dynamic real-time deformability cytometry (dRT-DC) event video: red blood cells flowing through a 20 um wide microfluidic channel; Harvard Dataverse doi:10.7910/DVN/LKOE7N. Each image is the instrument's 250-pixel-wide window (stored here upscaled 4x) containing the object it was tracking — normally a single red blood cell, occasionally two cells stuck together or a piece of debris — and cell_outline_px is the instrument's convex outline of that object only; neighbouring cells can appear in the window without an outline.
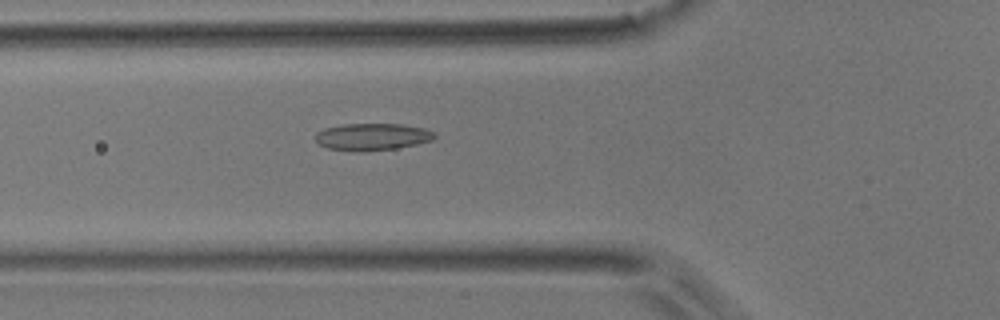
{"species": "common noctule bat (a hibernating species)", "species_latin": "Nyctalus noctula", "temperature_condition": "room temperature", "stored_images_in_passage": 50, "camera_frame_rate_fps": 3000, "um_per_image_px": 0.085, "animal": {"sex": "male", "body_mass_g": 17.9}, "frame": {"image": 1, "passage_image": 18, "time_ms": 5.667, "image_size_px": [1000, 320], "cell_outline_px": [[436, 136], [432, 140], [416, 144], [396, 148], [364, 152], [360, 152], [328, 148], [320, 144], [312, 136], [316, 132], [324, 128], [344, 124], [404, 124], [424, 128], [432, 132]], "centroid_in_image_um": [31.6, 11.62], "position_along_channel_um": 94.2, "area_um2": 18.84}}
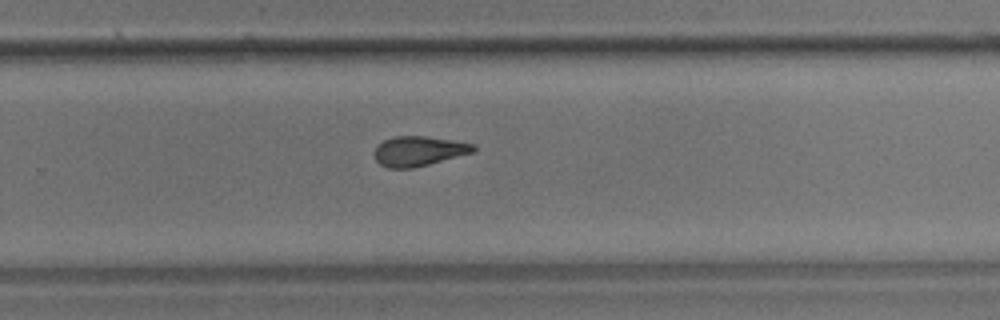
{"frame": {"image": 2, "passage_image": 33, "time_ms": 10.667, "image_size_px": [1000, 320], "cell_outline_px": [[476, 152], [412, 168], [388, 168], [380, 164], [376, 160], [376, 148], [384, 140], [396, 136], [424, 136], [476, 144]], "centroid_in_image_um": [35.64, 12.84], "position_along_channel_um": 294.2, "area_um2": 16.99}}
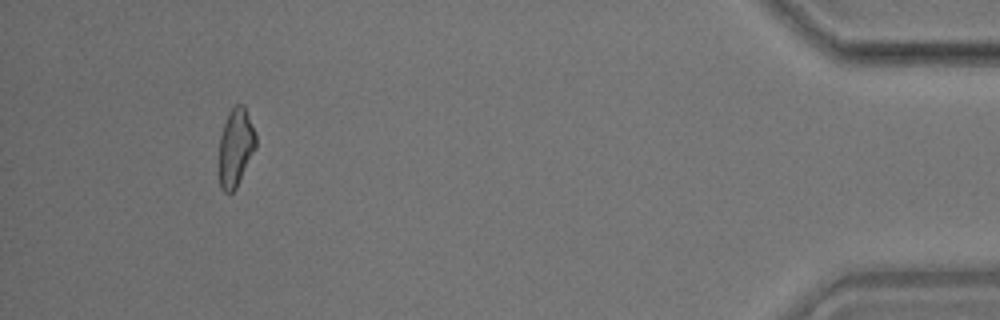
{"frame": {"image": 3, "passage_image": 47, "time_ms": 15.333, "image_size_px": [1000, 320], "cell_outline_px": [[256, 148], [236, 188], [232, 192], [224, 192], [220, 188], [216, 172], [220, 136], [228, 112], [236, 104], [244, 104], [256, 136]], "centroid_in_image_um": [19.98, 12.58], "position_along_channel_um": 415.2, "area_um2": 17.28}, "authors_computed_cell_mechanics": {"area_um2": 17.6868, "velocity_mm_per_s": 3.9936, "shape_relaxation_time_tau1_ms": 10.6451, "shape_relaxation_time_tau2_ms": 2.7159, "deformation_change_tau1": 0.2415, "deformation_change_tau2": 0.1009}}